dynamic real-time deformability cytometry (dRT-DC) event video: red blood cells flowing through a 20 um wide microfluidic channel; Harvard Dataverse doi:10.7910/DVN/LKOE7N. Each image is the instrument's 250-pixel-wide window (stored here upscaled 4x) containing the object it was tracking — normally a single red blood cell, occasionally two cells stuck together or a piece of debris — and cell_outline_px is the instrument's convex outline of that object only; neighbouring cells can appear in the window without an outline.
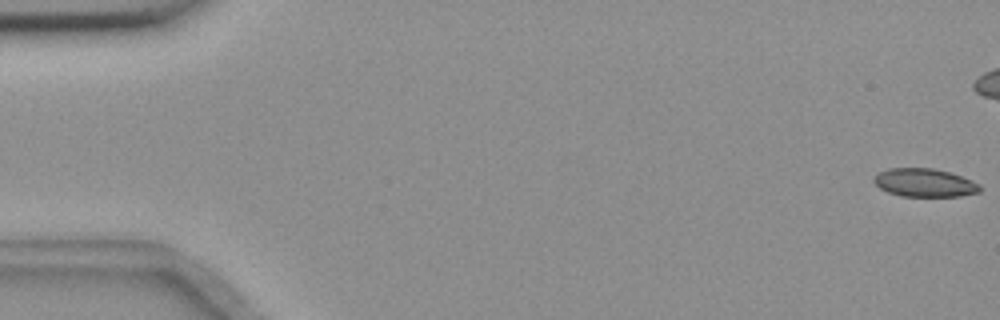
{"species": "common noctule bat (a hibernating species)", "species_latin": "Nyctalus noctula", "temperature_condition": "room temperature", "stored_images_in_passage": 11, "camera_frame_rate_fps": 3000, "um_per_image_px": 0.085, "animal": {"sex": "female", "body_mass_g": 18.4}, "frame": {"image": 1, "passage_image": 1, "time_ms": 0.0, "image_size_px": [1000, 320], "cell_outline_px": [[980, 192], [960, 196], [900, 196], [888, 192], [880, 188], [872, 180], [880, 172], [888, 168], [932, 168], [948, 172], [972, 180], [980, 184]], "centroid_in_image_um": [78.59, 15.53], "position_along_channel_um": 6.4, "area_um2": 17.34}}